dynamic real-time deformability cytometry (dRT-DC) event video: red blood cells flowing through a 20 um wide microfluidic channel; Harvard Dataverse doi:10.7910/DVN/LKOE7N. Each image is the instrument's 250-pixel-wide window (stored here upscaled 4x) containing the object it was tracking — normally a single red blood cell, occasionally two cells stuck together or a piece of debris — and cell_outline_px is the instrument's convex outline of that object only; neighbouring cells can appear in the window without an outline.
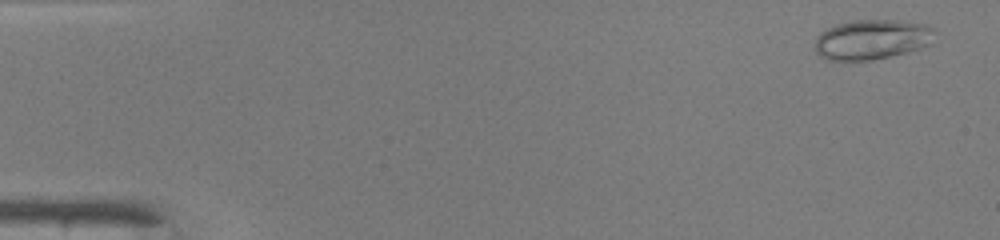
{"species": "common noctule bat (a hibernating species)", "species_latin": "Nyctalus noctula", "temperature_condition": "warm", "stored_images_in_passage": 48, "camera_frame_rate_fps": 3000, "um_per_image_px": 0.085, "animal": {"sex": "male", "body_mass_g": 19.0, "forearm_length_mm": 50.8}, "frame": {"image": 1, "passage_image": 2, "time_ms": 0.333, "image_size_px": [1000, 240], "cell_outline_px": [[932, 32], [928, 44], [920, 48], [908, 52], [872, 60], [828, 60], [820, 56], [816, 52], [816, 36], [820, 32], [836, 24], [852, 20], [896, 20], [928, 24], [932, 28]], "centroid_in_image_um": [74.06, 3.35], "position_along_channel_um": 10.9, "area_um2": 27.69}}
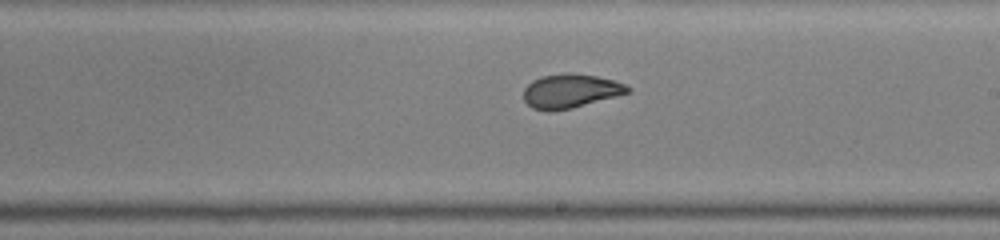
{"frame": {"image": 2, "passage_image": 28, "time_ms": 9.0, "image_size_px": [1000, 240], "cell_outline_px": [[632, 88], [628, 92], [616, 96], [572, 108], [548, 112], [532, 108], [524, 100], [524, 88], [532, 80], [540, 76], [596, 76], [612, 80], [624, 84]], "centroid_in_image_um": [48.45, 7.79], "position_along_channel_um": 240.5, "area_um2": 19.77}}
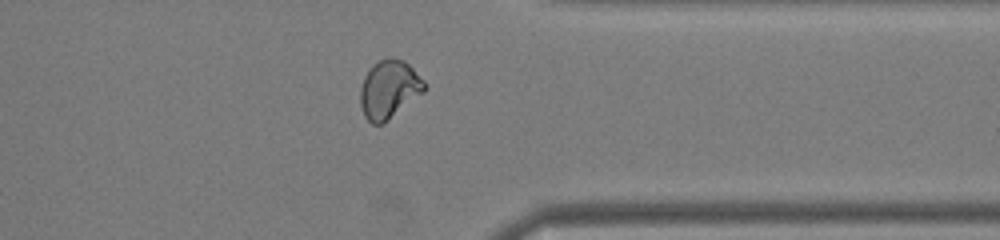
{"frame": {"image": 3, "passage_image": 38, "time_ms": 12.333, "image_size_px": [1000, 240], "cell_outline_px": [[428, 88], [424, 92], [384, 124], [372, 124], [364, 116], [360, 104], [360, 88], [364, 76], [368, 68], [372, 64], [388, 56], [404, 60], [424, 80]], "centroid_in_image_um": [33.07, 7.59], "position_along_channel_um": 378.3, "area_um2": 22.14}, "authors_computed_cell_mechanics": {"area_um2": 22.3397, "velocity_mm_per_s": 4.2491, "shape_relaxation_time_tau1_ms": null, "shape_relaxation_time_tau2_ms": 0.8848, "deformation_change_tau1": null, "deformation_change_tau2": 0.0633}}